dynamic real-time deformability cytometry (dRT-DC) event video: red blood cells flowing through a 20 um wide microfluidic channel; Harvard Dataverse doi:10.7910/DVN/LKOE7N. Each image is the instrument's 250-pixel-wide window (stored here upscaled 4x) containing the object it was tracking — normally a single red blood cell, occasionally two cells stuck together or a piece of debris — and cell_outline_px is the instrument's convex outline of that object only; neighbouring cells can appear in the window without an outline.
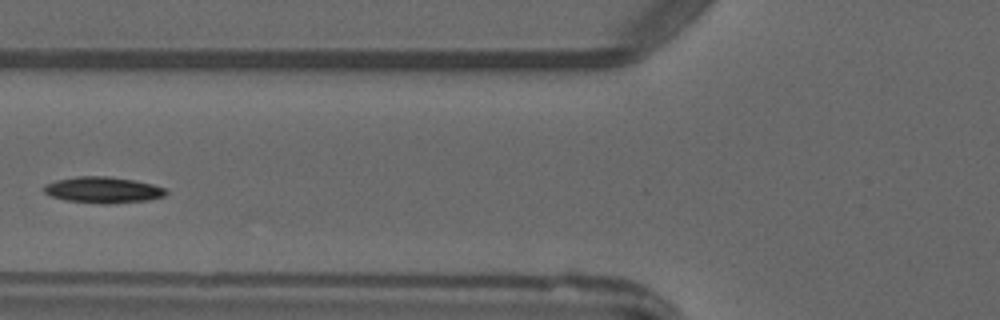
{"species": "common noctule bat (a hibernating species)", "species_latin": "Nyctalus noctula", "temperature_condition": "warm", "stored_images_in_passage": 3, "camera_frame_rate_fps": 3000, "um_per_image_px": 0.085, "animal": {"sex": "male", "forearm_length_mm": 52.5}, "frame": {"image": 1, "passage_image": 3, "time_ms": 2.333, "image_size_px": [1000, 320], "cell_outline_px": [[168, 192], [164, 196], [148, 200], [108, 204], [100, 204], [68, 200], [52, 196], [44, 192], [44, 184], [56, 180], [76, 176], [108, 176], [132, 180], [152, 184], [168, 188]], "centroid_in_image_um": [8.78, 16.14], "position_along_channel_um": 117.0, "area_um2": 18.61}}